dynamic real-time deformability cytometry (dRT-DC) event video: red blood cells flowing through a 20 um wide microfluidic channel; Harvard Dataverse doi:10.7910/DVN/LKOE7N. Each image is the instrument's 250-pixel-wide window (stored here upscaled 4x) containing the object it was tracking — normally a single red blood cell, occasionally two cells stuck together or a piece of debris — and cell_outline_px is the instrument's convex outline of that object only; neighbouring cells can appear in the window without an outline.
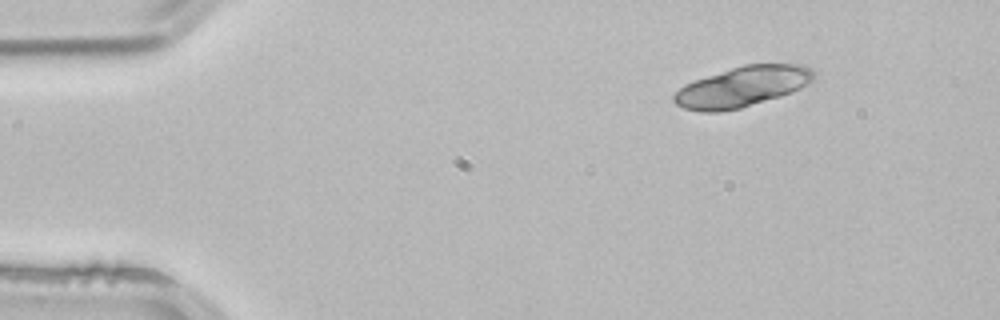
{"species": "common noctule bat (a hibernating species)", "species_latin": "Nyctalus noctula", "temperature_condition": "room temperature", "stored_images_in_passage": 4, "camera_frame_rate_fps": 3000, "um_per_image_px": 0.085, "animal": {"sex": "male", "body_mass_g": 21.5, "forearm_length_mm": 52.0}, "frame": {"image": 1, "passage_image": 1, "time_ms": 0.0, "image_size_px": [1000, 320], "cell_outline_px": [[812, 80], [800, 88], [792, 92], [780, 96], [740, 108], [720, 112], [700, 112], [684, 108], [676, 104], [672, 100], [672, 96], [684, 84], [744, 64], [804, 64], [812, 68]], "centroid_in_image_um": [63.07, 7.38], "position_along_channel_um": 21.9, "area_um2": 32.54}}